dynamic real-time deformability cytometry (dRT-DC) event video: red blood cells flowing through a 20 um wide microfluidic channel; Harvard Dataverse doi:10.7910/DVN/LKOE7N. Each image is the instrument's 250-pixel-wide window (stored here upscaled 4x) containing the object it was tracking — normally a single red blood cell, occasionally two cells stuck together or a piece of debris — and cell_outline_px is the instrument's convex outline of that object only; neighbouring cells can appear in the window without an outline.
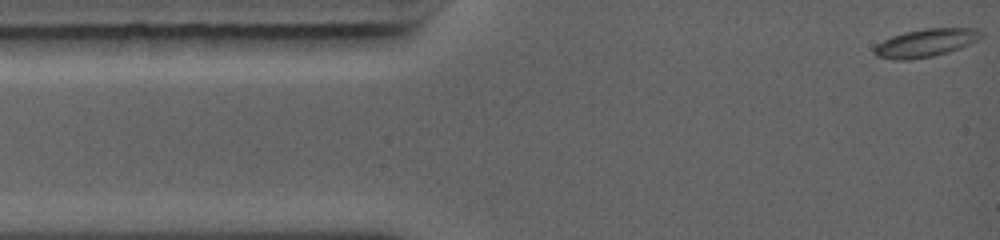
{"species": "common noctule bat (a hibernating species)", "species_latin": "Nyctalus noctula", "temperature_condition": "warm", "stored_images_in_passage": 28, "camera_frame_rate_fps": 5000, "um_per_image_px": 0.085, "animal": {"sex": "female", "body_mass_g": 19.0, "forearm_length_mm": 56.7}, "frame": {"image": 1, "passage_image": 1, "time_ms": 0.0, "image_size_px": [1000, 240], "cell_outline_px": [[984, 36], [960, 48], [948, 52], [932, 56], [908, 60], [892, 60], [876, 56], [872, 52], [872, 48], [876, 44], [892, 36], [904, 32], [924, 28], [976, 28], [984, 32]], "centroid_in_image_um": [78.66, 3.64], "position_along_channel_um": 6.3, "area_um2": 17.63}}
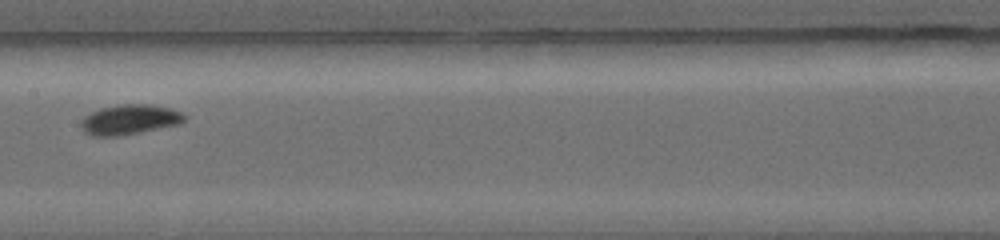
{"frame": {"image": 2, "passage_image": 13, "time_ms": 2.4, "image_size_px": [1000, 240], "cell_outline_px": [[184, 120], [180, 124], [140, 132], [116, 136], [92, 136], [84, 132], [80, 128], [80, 120], [92, 112], [100, 108], [120, 104], [148, 104], [168, 108], [184, 112]], "centroid_in_image_um": [10.98, 10.16], "position_along_channel_um": 196.4, "area_um2": 18.03}}
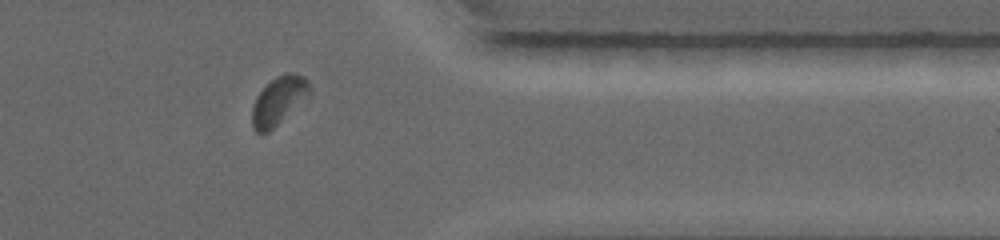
{"frame": {"image": 3, "passage_image": 24, "time_ms": 4.6, "image_size_px": [1000, 240], "cell_outline_px": [[308, 96], [268, 132], [256, 132], [252, 128], [252, 108], [256, 96], [276, 76], [284, 72], [292, 72], [304, 76], [308, 80]], "centroid_in_image_um": [23.65, 8.53], "position_along_channel_um": 387.7, "area_um2": 15.66}}